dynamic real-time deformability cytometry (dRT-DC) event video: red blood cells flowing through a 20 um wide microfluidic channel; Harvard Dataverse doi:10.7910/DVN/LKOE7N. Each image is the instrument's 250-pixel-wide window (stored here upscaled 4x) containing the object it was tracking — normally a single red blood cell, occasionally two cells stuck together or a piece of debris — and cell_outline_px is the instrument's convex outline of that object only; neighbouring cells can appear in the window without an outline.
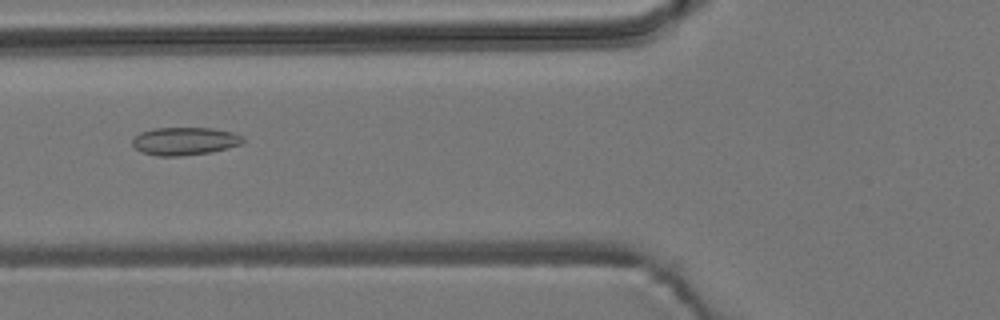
{"species": "common noctule bat (a hibernating species)", "species_latin": "Nyctalus noctula", "temperature_condition": "room temperature", "stored_images_in_passage": 39, "camera_frame_rate_fps": 3000, "um_per_image_px": 0.085, "animal": {"sex": "male", "body_mass_g": 19.2, "forearm_length_mm": 51.8}, "frame": {"image": 1, "passage_image": 7, "time_ms": 2.0, "image_size_px": [1000, 320], "cell_outline_px": [[244, 140], [240, 144], [228, 148], [212, 152], [180, 156], [156, 156], [140, 152], [132, 144], [132, 140], [140, 132], [152, 128], [212, 128], [232, 132], [244, 136]], "centroid_in_image_um": [15.69, 12.0], "position_along_channel_um": 110.1, "area_um2": 18.09}}
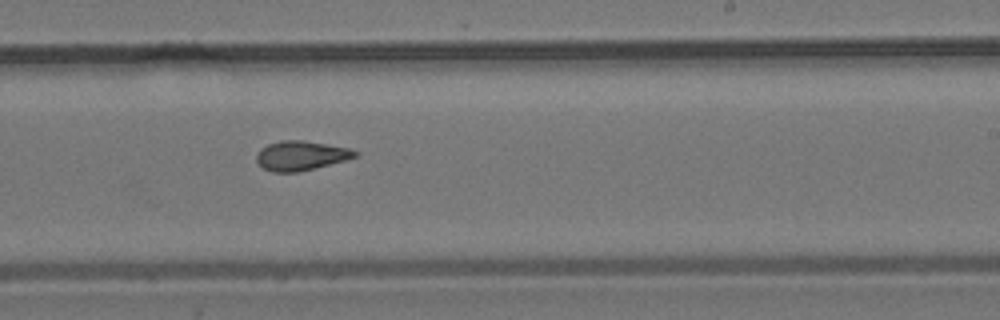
{"frame": {"image": 2, "passage_image": 19, "time_ms": 6.0, "image_size_px": [1000, 320], "cell_outline_px": [[360, 156], [296, 172], [272, 172], [264, 168], [256, 160], [256, 152], [260, 148], [268, 144], [280, 140], [304, 140], [348, 148], [360, 152]], "centroid_in_image_um": [25.56, 13.21], "position_along_channel_um": 263.4, "area_um2": 16.82}}
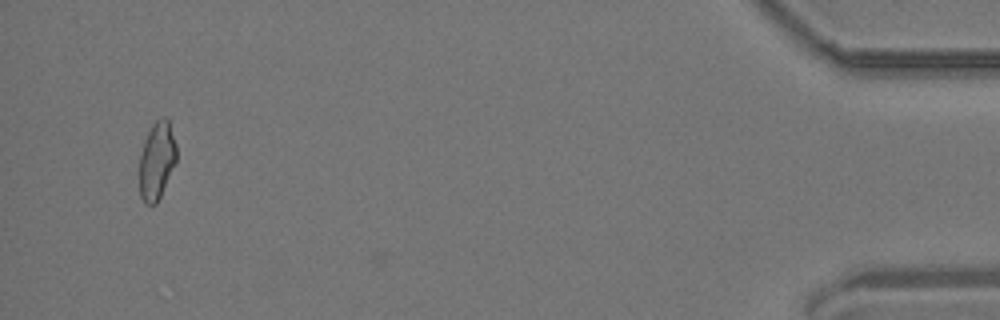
{"frame": {"image": 3, "passage_image": 38, "time_ms": 12.333, "image_size_px": [1000, 320], "cell_outline_px": [[176, 160], [160, 196], [156, 204], [144, 204], [140, 196], [140, 156], [144, 140], [152, 124], [156, 120], [164, 116], [168, 120], [176, 144]], "centroid_in_image_um": [13.31, 13.64], "position_along_channel_um": 421.9, "area_um2": 16.53}, "authors_computed_cell_mechanics": {"area_um2": 16.9932, "velocity_mm_per_s": 3.8362, "shape_relaxation_time_tau1_ms": null, "shape_relaxation_time_tau2_ms": 2.1488, "deformation_change_tau1": null, "deformation_change_tau2": 0.0868}}